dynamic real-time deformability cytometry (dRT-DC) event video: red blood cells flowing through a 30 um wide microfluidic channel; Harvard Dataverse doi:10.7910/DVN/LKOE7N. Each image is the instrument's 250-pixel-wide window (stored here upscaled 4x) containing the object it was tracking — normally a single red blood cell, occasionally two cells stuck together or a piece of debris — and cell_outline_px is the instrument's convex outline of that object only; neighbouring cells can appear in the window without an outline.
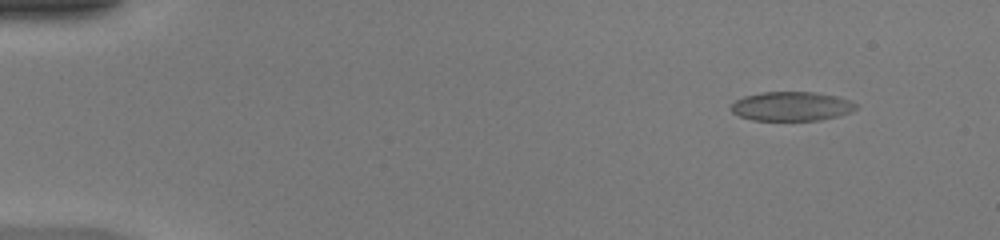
{"species": "common noctule bat (a hibernating species)", "species_latin": "Nyctalus noctula", "temperature_condition": "warm", "stored_images_in_passage": 49, "camera_frame_rate_fps": 3000, "um_per_image_px": 0.085, "animal": {"sex": "female", "body_mass_g": 20.0, "forearm_length_mm": 54.0}, "frame": {"image": 1, "passage_image": 5, "time_ms": 1.333, "image_size_px": [1000, 240], "cell_outline_px": [[856, 108], [852, 112], [840, 116], [820, 120], [752, 120], [740, 116], [732, 112], [728, 108], [736, 100], [744, 96], [764, 92], [812, 92], [836, 96], [852, 100], [856, 104]], "centroid_in_image_um": [67.29, 9.04], "position_along_channel_um": 17.7, "area_um2": 21.33}}
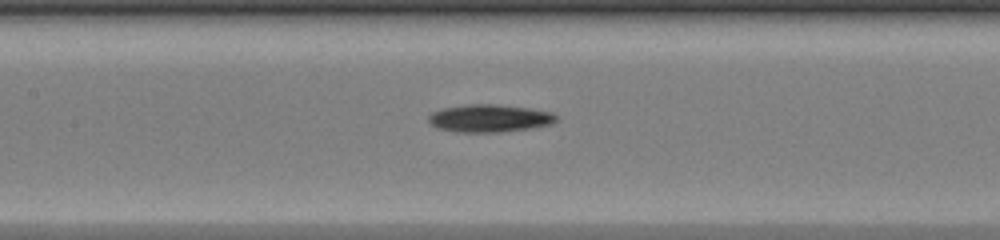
{"frame": {"image": 2, "passage_image": 24, "time_ms": 7.667, "image_size_px": [1000, 240], "cell_outline_px": [[556, 120], [552, 124], [532, 128], [500, 132], [456, 132], [436, 128], [428, 120], [428, 116], [432, 112], [440, 108], [468, 104], [492, 104], [528, 108], [552, 112], [556, 116]], "centroid_in_image_um": [41.57, 10.05], "position_along_channel_um": 165.8, "area_um2": 20.63}}
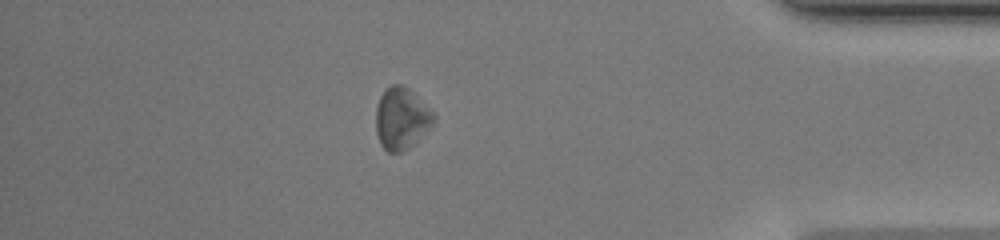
{"frame": {"image": 3, "passage_image": 43, "time_ms": 14.0, "image_size_px": [1000, 240], "cell_outline_px": [[436, 120], [408, 148], [400, 152], [388, 152], [380, 144], [376, 132], [376, 108], [380, 96], [384, 88], [392, 84], [404, 84], [436, 116]], "centroid_in_image_um": [34.08, 10.04], "position_along_channel_um": 401.1, "area_um2": 20.52}, "authors_computed_cell_mechanics": {"area_um2": 20.7502, "velocity_mm_per_s": 4.231, "shape_relaxation_time_tau1_ms": 1.5007, "shape_relaxation_time_tau2_ms": null, "deformation_change_tau1": 0.075, "deformation_change_tau2": null}}